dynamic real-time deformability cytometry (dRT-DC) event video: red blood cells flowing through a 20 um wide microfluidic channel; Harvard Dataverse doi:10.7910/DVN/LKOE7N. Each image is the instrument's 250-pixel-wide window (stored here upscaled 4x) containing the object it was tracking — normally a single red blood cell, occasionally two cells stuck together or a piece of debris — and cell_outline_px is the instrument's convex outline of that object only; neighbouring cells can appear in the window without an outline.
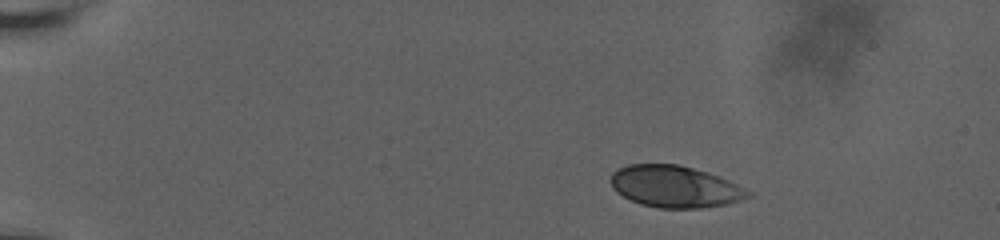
{"species": "human", "species_latin": "Homo sapiens", "temperature_condition": "room temperature", "stored_images_in_passage": 27, "camera_frame_rate_fps": 3000, "um_per_image_px": 0.085, "donor": {"sex": "male"}, "frame": {"image": 1, "passage_image": 1, "time_ms": 0.0, "image_size_px": [1000, 240], "cell_outline_px": [[752, 196], [740, 200], [724, 204], [700, 208], [660, 208], [640, 204], [616, 192], [612, 188], [608, 180], [612, 172], [628, 164], [676, 164], [692, 168], [720, 176], [752, 192]], "centroid_in_image_um": [57.33, 15.86], "position_along_channel_um": 27.7, "area_um2": 33.35}}
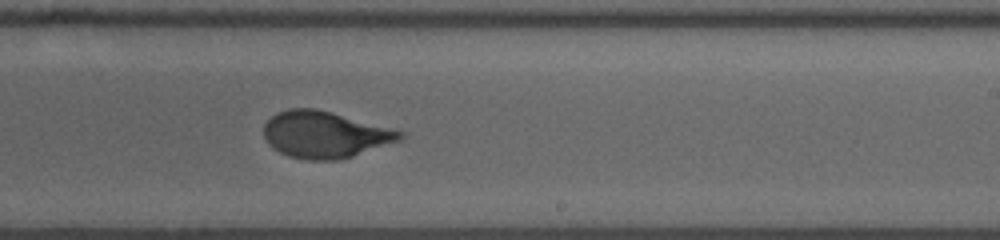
{"frame": {"image": 2, "passage_image": 12, "time_ms": 9.333, "image_size_px": [1000, 240], "cell_outline_px": [[404, 136], [400, 140], [340, 160], [308, 160], [288, 156], [272, 148], [268, 144], [264, 136], [264, 124], [276, 112], [288, 108], [316, 108], [396, 128], [404, 132]], "centroid_in_image_um": [27.62, 11.43], "position_along_channel_um": 261.4, "area_um2": 37.34}}
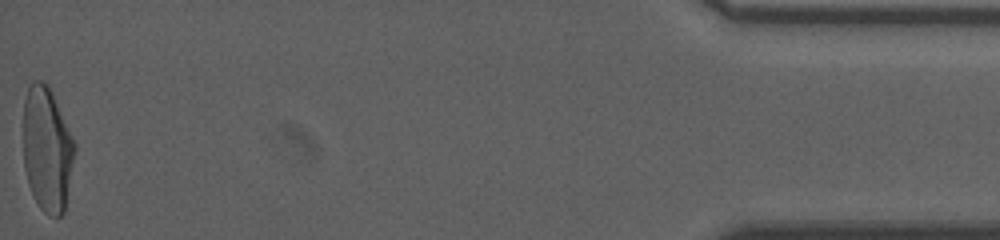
{"frame": {"image": 3, "passage_image": 27, "time_ms": 16.333, "image_size_px": [1000, 240], "cell_outline_px": [[76, 152], [64, 212], [60, 216], [48, 216], [40, 208], [32, 196], [28, 184], [24, 168], [24, 100], [28, 88], [32, 80], [40, 80], [48, 84], [76, 144]], "centroid_in_image_um": [4.01, 12.71], "position_along_channel_um": 431.2, "area_um2": 37.63}, "authors_computed_cell_mechanics": {"area_um2": 36.9342, "velocity_mm_per_s": 3.6464, "shape_relaxation_time_tau1_ms": 4.5354, "shape_relaxation_time_tau2_ms": null, "deformation_change_tau1": 0.174, "deformation_change_tau2": null}}